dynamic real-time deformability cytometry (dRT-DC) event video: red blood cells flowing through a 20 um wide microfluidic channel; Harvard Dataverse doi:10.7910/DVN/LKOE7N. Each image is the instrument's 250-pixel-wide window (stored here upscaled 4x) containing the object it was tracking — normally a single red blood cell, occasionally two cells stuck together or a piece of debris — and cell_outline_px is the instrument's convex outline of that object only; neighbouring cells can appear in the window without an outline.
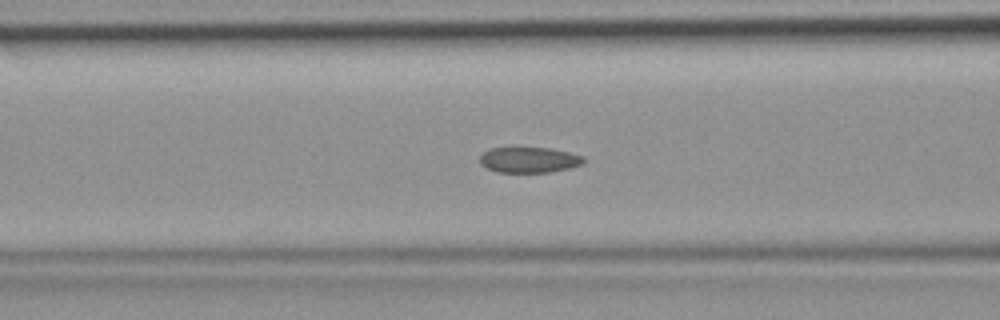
{"species": "common noctule bat (a hibernating species)", "species_latin": "Nyctalus noctula", "temperature_condition": "room temperature", "stored_images_in_passage": 47, "camera_frame_rate_fps": 3000, "um_per_image_px": 0.085, "animal": {"sex": "female", "body_mass_g": 19.9}, "frame": {"image": 1, "passage_image": 18, "time_ms": 5.667, "image_size_px": [1000, 320], "cell_outline_px": [[584, 160], [580, 164], [568, 168], [548, 172], [496, 172], [480, 164], [480, 156], [484, 152], [492, 148], [552, 148], [584, 156]], "centroid_in_image_um": [44.95, 13.59], "position_along_channel_um": 121.6, "area_um2": 15.26}}
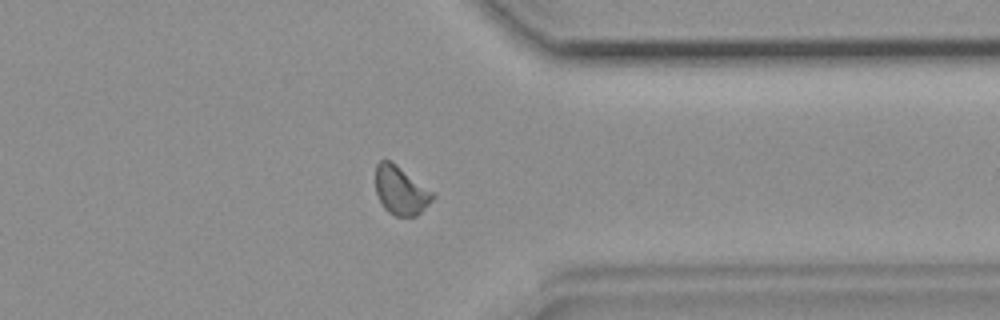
{"frame": {"image": 2, "passage_image": 36, "time_ms": 11.667, "image_size_px": [1000, 320], "cell_outline_px": [[436, 196], [416, 216], [396, 216], [388, 212], [384, 208], [376, 192], [376, 164], [380, 160], [392, 160], [436, 192]], "centroid_in_image_um": [34.1, 16.15], "position_along_channel_um": 377.3, "area_um2": 16.47}}
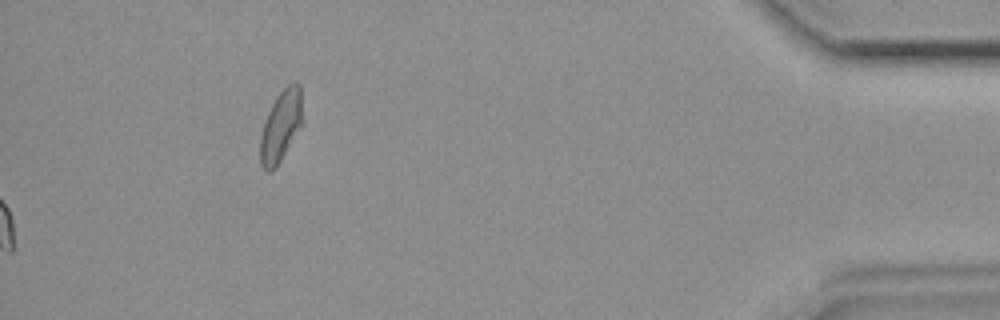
{"frame": {"image": 3, "passage_image": 47, "time_ms": 15.333, "image_size_px": [1000, 320], "cell_outline_px": [[300, 124], [280, 160], [268, 172], [260, 164], [260, 136], [268, 112], [276, 96], [288, 84], [296, 80], [300, 84]], "centroid_in_image_um": [23.82, 10.66], "position_along_channel_um": 411.4, "area_um2": 16.53}}